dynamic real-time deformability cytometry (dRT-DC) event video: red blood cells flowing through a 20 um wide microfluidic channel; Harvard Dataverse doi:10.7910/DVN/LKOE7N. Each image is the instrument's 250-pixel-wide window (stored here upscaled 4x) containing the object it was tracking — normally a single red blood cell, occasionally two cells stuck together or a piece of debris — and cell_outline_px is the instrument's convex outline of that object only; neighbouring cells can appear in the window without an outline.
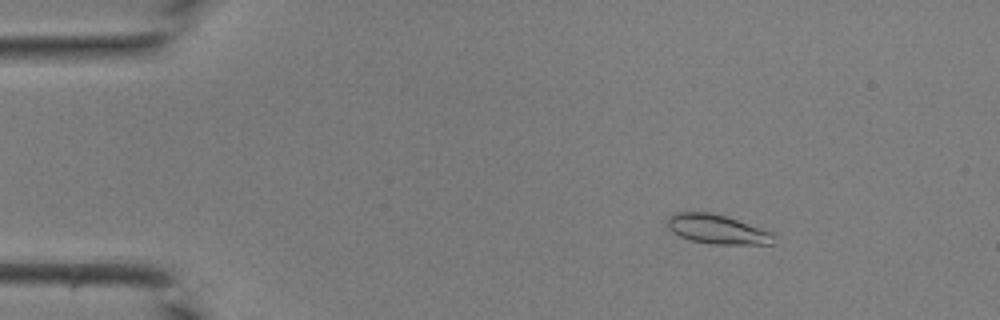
{"species": "common noctule bat (a hibernating species)", "species_latin": "Nyctalus noctula", "temperature_condition": "room temperature", "stored_images_in_passage": 42, "camera_frame_rate_fps": 3000, "um_per_image_px": 0.085, "animal": {"sex": "male", "body_mass_g": 19.0, "forearm_length_mm": 50.8}, "frame": {"image": 1, "passage_image": 6, "time_ms": 1.667, "image_size_px": [1000, 320], "cell_outline_px": [[772, 244], [712, 244], [692, 240], [680, 236], [672, 232], [668, 228], [668, 216], [672, 212], [712, 212], [772, 232]], "centroid_in_image_um": [60.89, 19.48], "position_along_channel_um": 24.1, "area_um2": 17.86}}
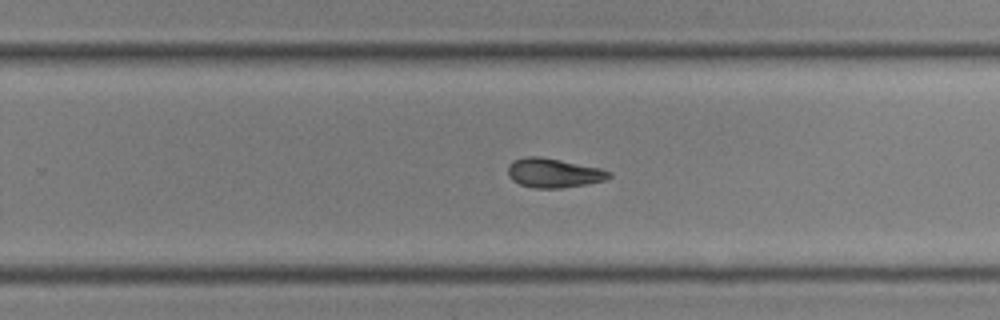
{"frame": {"image": 2, "passage_image": 27, "time_ms": 8.667, "image_size_px": [1000, 320], "cell_outline_px": [[612, 176], [604, 180], [584, 184], [560, 188], [532, 188], [520, 184], [512, 180], [508, 176], [508, 164], [512, 160], [524, 156], [540, 156], [600, 168], [612, 172]], "centroid_in_image_um": [47.01, 14.69], "position_along_channel_um": 282.8, "area_um2": 17.28}}
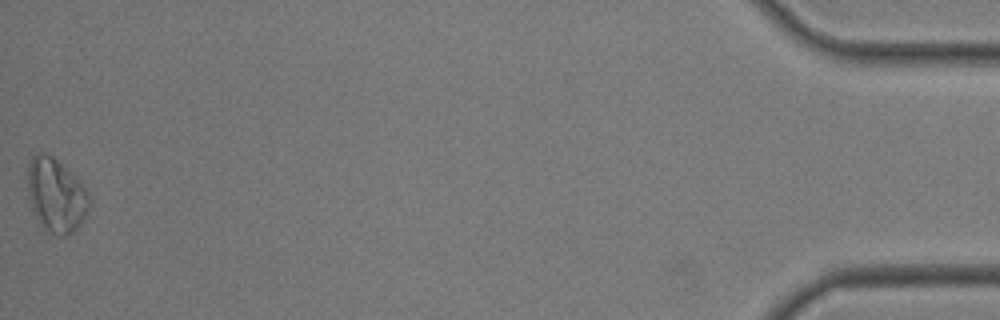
{"frame": {"image": 3, "passage_image": 42, "time_ms": 13.667, "image_size_px": [1000, 320], "cell_outline_px": [[92, 200], [80, 224], [68, 236], [56, 236], [48, 232], [40, 224], [32, 212], [28, 196], [28, 160], [32, 156], [40, 152], [44, 152], [52, 156], [88, 192]], "centroid_in_image_um": [4.72, 16.64], "position_along_channel_um": 430.5, "area_um2": 26.3}}